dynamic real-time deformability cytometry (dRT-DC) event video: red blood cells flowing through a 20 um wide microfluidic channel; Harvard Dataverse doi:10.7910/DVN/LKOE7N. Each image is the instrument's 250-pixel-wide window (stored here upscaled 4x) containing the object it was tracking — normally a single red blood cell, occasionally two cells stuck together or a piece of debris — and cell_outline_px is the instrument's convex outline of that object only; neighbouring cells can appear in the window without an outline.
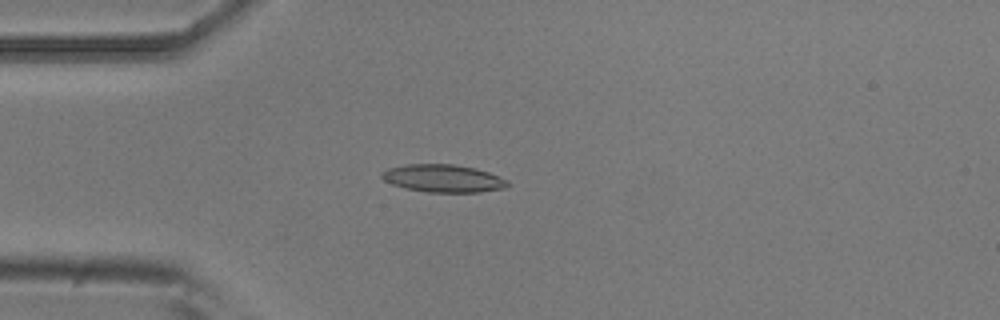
{"species": "common noctule bat (a hibernating species)", "species_latin": "Nyctalus noctula", "temperature_condition": "room temperature", "stored_images_in_passage": 4, "camera_frame_rate_fps": 3000, "um_per_image_px": 0.085, "animal": {"sex": "male", "body_mass_g": 20.5, "forearm_length_mm": 52.5}, "frame": {"image": 1, "passage_image": 4, "time_ms": 1.0, "image_size_px": [1000, 320], "cell_outline_px": [[508, 184], [504, 188], [480, 192], [428, 192], [404, 188], [392, 184], [384, 180], [380, 176], [380, 172], [388, 168], [404, 164], [456, 164], [488, 172], [508, 180]], "centroid_in_image_um": [37.62, 15.16], "position_along_channel_um": 47.4, "area_um2": 20.29}}